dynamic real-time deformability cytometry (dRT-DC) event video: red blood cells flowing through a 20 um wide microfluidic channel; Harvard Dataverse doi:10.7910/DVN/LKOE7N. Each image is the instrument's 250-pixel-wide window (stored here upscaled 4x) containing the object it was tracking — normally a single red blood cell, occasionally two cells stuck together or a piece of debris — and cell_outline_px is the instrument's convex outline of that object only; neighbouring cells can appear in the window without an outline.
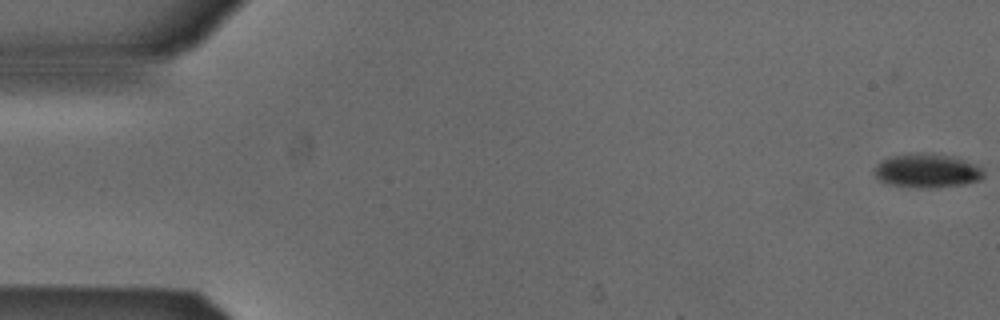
{"species": "Egyptian fruit bat (a non-hibernating species)", "species_latin": "Rousettus aegyptiacus", "temperature_condition": "cold", "stored_images_in_passage": 6, "camera_frame_rate_fps": 3000, "um_per_image_px": 0.085, "animal": {"sex": "male"}, "frame": {"image": 1, "passage_image": 1, "time_ms": 0.0, "image_size_px": [1000, 320], "cell_outline_px": [[984, 176], [980, 180], [964, 184], [936, 188], [916, 188], [888, 184], [876, 180], [876, 164], [892, 156], [908, 152], [932, 152], [952, 156], [964, 160], [984, 168]], "centroid_in_image_um": [78.81, 14.5], "position_along_channel_um": 6.2, "area_um2": 22.08}}
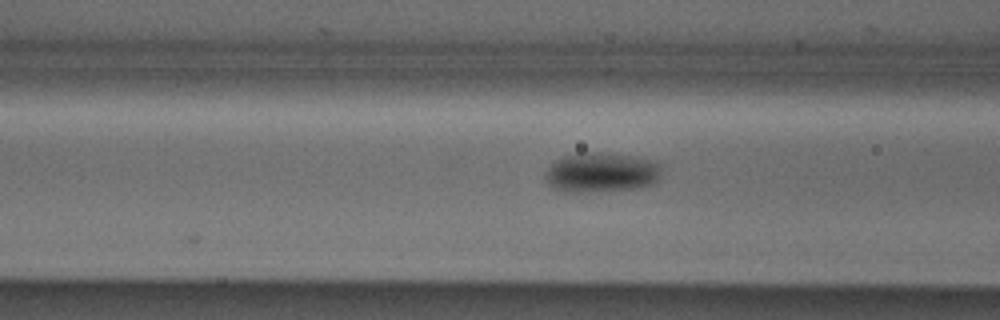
{"frame": {"image": 2, "passage_image": 6, "time_ms": 1.667, "image_size_px": [1000, 320], "cell_outline_px": [[660, 180], [652, 184], [640, 188], [580, 192], [564, 192], [548, 184], [544, 176], [548, 168], [556, 160], [564, 156], [584, 152], [596, 152], [632, 156], [656, 160], [660, 164]], "centroid_in_image_um": [51.15, 14.66], "position_along_channel_um": 115.5, "area_um2": 26.99}}